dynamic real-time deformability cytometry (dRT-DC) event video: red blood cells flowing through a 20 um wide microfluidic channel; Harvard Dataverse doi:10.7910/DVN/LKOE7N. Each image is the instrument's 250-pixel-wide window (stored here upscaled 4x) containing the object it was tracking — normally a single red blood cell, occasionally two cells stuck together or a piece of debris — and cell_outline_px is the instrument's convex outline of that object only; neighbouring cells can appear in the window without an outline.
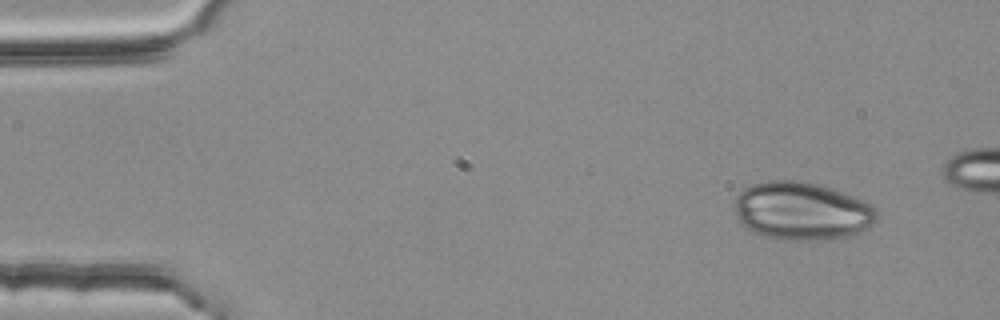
{"species": "common noctule bat (a hibernating species)", "species_latin": "Nyctalus noctula", "temperature_condition": "room temperature", "stored_images_in_passage": 4, "camera_frame_rate_fps": 3000, "um_per_image_px": 0.085, "animal": {"sex": "female", "body_mass_g": 25.1}, "frame": {"image": 1, "passage_image": 1, "time_ms": 0.0, "image_size_px": [1000, 320], "cell_outline_px": [[876, 220], [872, 224], [860, 232], [844, 236], [824, 240], [800, 240], [768, 236], [756, 232], [740, 224], [736, 216], [732, 204], [736, 196], [744, 188], [752, 184], [768, 180], [800, 180], [832, 188], [864, 200], [872, 204], [876, 208]], "centroid_in_image_um": [68.13, 17.91], "position_along_channel_um": 16.9, "area_um2": 48.03}}